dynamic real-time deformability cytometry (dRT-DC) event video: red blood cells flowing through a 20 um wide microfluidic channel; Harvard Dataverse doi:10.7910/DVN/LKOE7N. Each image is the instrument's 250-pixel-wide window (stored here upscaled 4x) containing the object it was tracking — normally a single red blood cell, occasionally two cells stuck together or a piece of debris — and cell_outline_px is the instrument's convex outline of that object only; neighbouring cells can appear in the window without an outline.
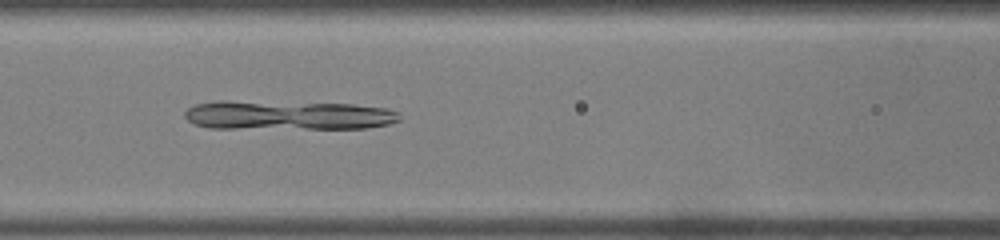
{"species": "common noctule bat (a hibernating species)", "species_latin": "Nyctalus noctula", "temperature_condition": "warm", "stored_images_in_passage": 51, "camera_frame_rate_fps": 3000, "um_per_image_px": 0.085, "animal": {"sex": "male", "body_mass_g": 19.0, "forearm_length_mm": 50.8}, "frame": {"image": 1, "passage_image": 22, "time_ms": 7.0, "image_size_px": [1000, 240], "cell_outline_px": [[400, 120], [388, 124], [368, 128], [208, 128], [196, 124], [188, 120], [184, 116], [184, 112], [188, 108], [196, 104], [216, 100], [228, 100], [352, 104], [384, 108], [400, 112]], "centroid_in_image_um": [24.44, 9.78], "position_along_channel_um": 142.2, "area_um2": 36.82}}
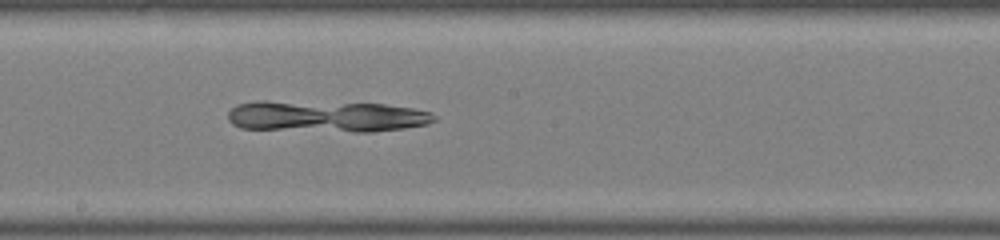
{"frame": {"image": 2, "passage_image": 28, "time_ms": 9.0, "image_size_px": [1000, 240], "cell_outline_px": [[436, 120], [428, 124], [404, 128], [372, 132], [352, 132], [240, 128], [232, 124], [228, 120], [228, 112], [236, 104], [256, 100], [268, 100], [384, 104], [412, 108], [432, 112], [436, 116]], "centroid_in_image_um": [27.71, 9.89], "position_along_channel_um": 220.5, "area_um2": 38.26}}
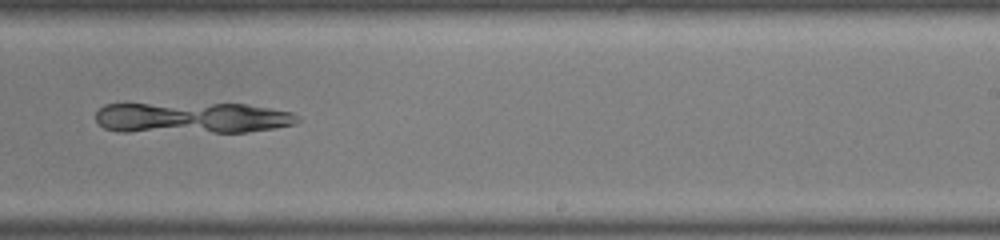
{"frame": {"image": 3, "passage_image": 32, "time_ms": 10.333, "image_size_px": [1000, 240], "cell_outline_px": [[300, 120], [296, 124], [248, 132], [116, 132], [104, 128], [96, 120], [96, 112], [104, 104], [244, 104], [292, 112], [300, 116]], "centroid_in_image_um": [16.31, 10.03], "position_along_channel_um": 272.7, "area_um2": 36.76}}